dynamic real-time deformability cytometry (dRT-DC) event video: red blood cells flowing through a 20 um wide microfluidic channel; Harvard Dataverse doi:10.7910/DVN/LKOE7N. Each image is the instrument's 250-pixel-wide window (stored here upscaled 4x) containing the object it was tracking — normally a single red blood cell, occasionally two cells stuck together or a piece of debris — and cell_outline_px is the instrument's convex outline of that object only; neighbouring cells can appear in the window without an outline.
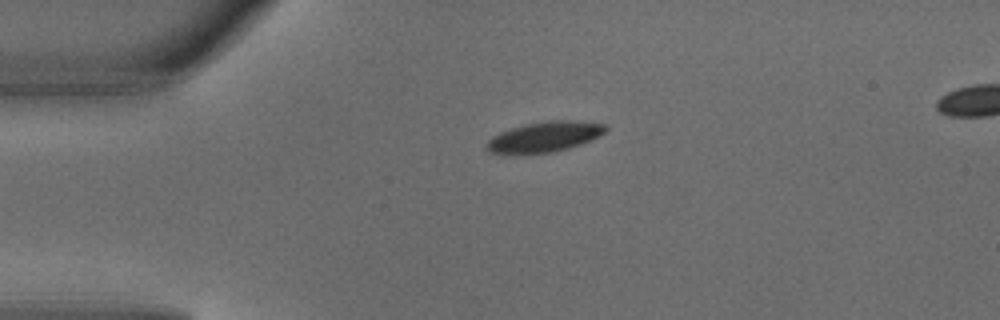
{"species": "common noctule bat (a hibernating species)", "species_latin": "Nyctalus noctula", "temperature_condition": "warm", "stored_images_in_passage": 5, "camera_frame_rate_fps": 3000, "um_per_image_px": 0.085, "animal": {"sex": "male", "body_mass_g": 18.8}, "frame": {"image": 1, "passage_image": 1, "time_ms": 0.0, "image_size_px": [1000, 320], "cell_outline_px": [[608, 128], [604, 132], [580, 144], [568, 148], [552, 152], [488, 152], [484, 148], [484, 144], [492, 136], [500, 132], [524, 124], [544, 120], [576, 120], [608, 124]], "centroid_in_image_um": [46.28, 11.59], "position_along_channel_um": 38.7, "area_um2": 20.69}}
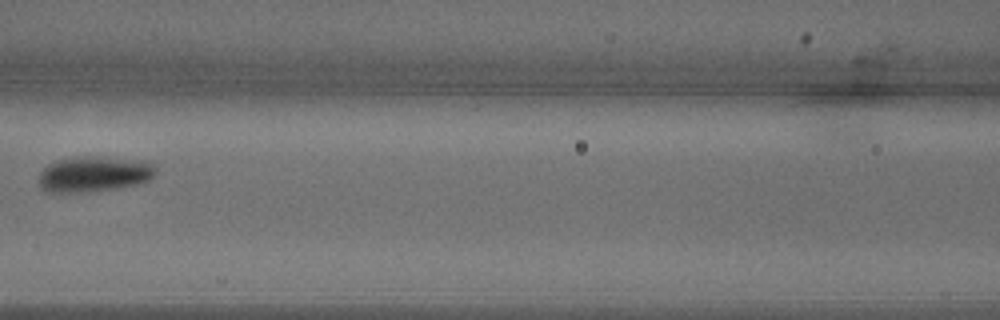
{"frame": {"image": 2, "passage_image": 4, "time_ms": 1.0, "image_size_px": [1000, 320], "cell_outline_px": [[156, 172], [148, 180], [136, 184], [116, 188], [84, 192], [48, 192], [40, 188], [40, 172], [48, 164], [56, 160], [80, 156], [96, 156], [140, 160], [152, 164], [156, 168]], "centroid_in_image_um": [7.96, 14.78], "position_along_channel_um": 158.6, "area_um2": 24.1}}
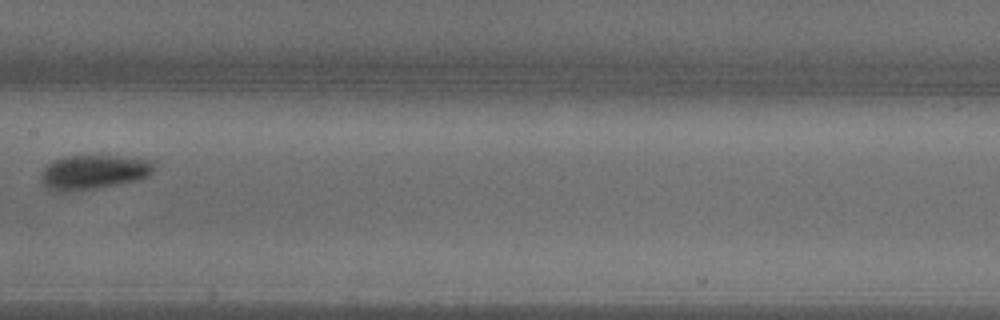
{"frame": {"image": 3, "passage_image": 5, "time_ms": 1.333, "image_size_px": [1000, 320], "cell_outline_px": [[156, 164], [152, 172], [148, 176], [140, 180], [96, 188], [64, 192], [52, 192], [40, 180], [40, 176], [44, 168], [52, 160], [64, 156], [120, 156], [152, 160]], "centroid_in_image_um": [7.95, 14.63], "position_along_channel_um": 199.5, "area_um2": 22.89}}